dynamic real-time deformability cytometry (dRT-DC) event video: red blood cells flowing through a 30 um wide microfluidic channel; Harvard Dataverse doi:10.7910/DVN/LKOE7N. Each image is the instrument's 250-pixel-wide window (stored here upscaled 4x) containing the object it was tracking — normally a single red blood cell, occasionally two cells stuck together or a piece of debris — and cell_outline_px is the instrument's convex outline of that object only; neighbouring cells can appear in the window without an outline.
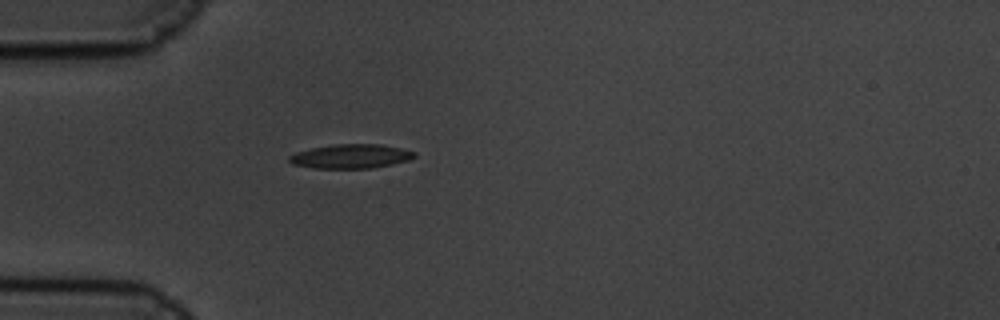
{"species": "common noctule bat (a hibernating species)", "species_latin": "Nyctalus noctula", "temperature_condition": "cold", "stored_images_in_passage": 43, "camera_frame_rate_fps": 3000, "um_per_image_px": 0.085, "animal": {"sex": "male", "body_mass_g": 19.5, "forearm_length_mm": 54.6}, "frame": {"image": 1, "passage_image": 1, "time_ms": 0.0, "image_size_px": [1000, 320], "cell_outline_px": [[416, 156], [408, 160], [392, 164], [372, 168], [312, 168], [292, 164], [288, 160], [288, 156], [296, 152], [312, 148], [332, 144], [380, 144], [400, 148], [416, 152]], "centroid_in_image_um": [29.8, 13.28], "position_along_channel_um": 55.2, "area_um2": 17.63}}
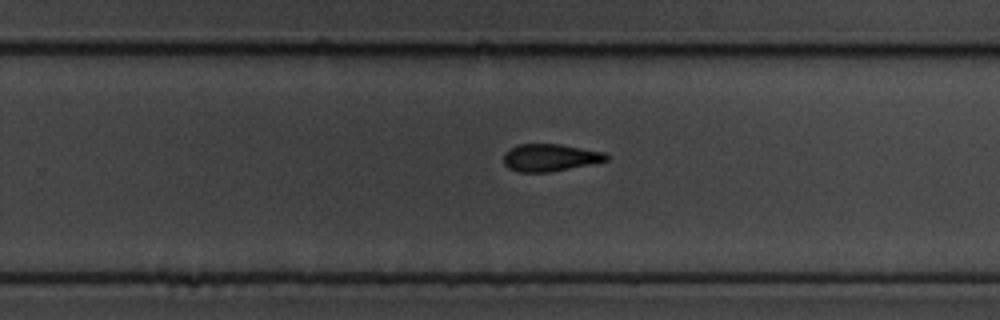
{"frame": {"image": 2, "passage_image": 22, "time_ms": 7.0, "image_size_px": [1000, 320], "cell_outline_px": [[608, 160], [592, 164], [548, 172], [520, 172], [508, 168], [504, 164], [504, 152], [516, 144], [560, 144], [604, 152], [608, 156]], "centroid_in_image_um": [46.73, 13.39], "position_along_channel_um": 283.1, "area_um2": 16.36}}
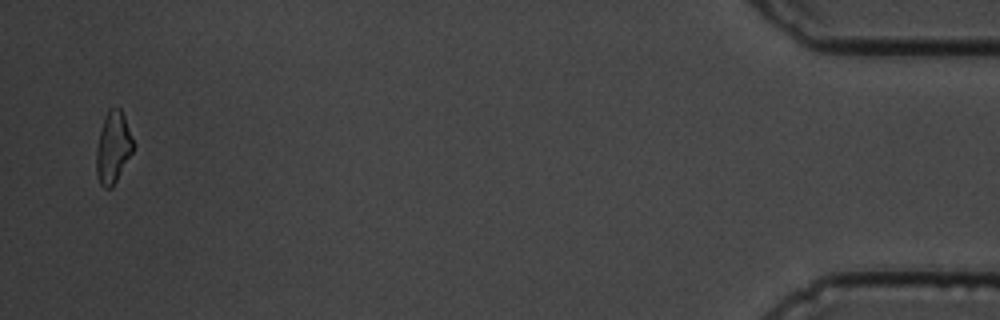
{"frame": {"image": 3, "passage_image": 42, "time_ms": 13.667, "image_size_px": [1000, 320], "cell_outline_px": [[132, 152], [112, 188], [104, 188], [100, 184], [96, 176], [96, 148], [104, 116], [108, 108], [120, 108], [124, 116], [132, 140]], "centroid_in_image_um": [9.57, 12.55], "position_along_channel_um": 425.6, "area_um2": 15.14}, "authors_computed_cell_mechanics": {"area_um2": 16.6464, "velocity_mm_per_s": 3.3617, "shape_relaxation_time_tau1_ms": 4.4191, "shape_relaxation_time_tau2_ms": 8.4519, "deformation_change_tau1": 0.1239, "deformation_change_tau2": 0.1722}}